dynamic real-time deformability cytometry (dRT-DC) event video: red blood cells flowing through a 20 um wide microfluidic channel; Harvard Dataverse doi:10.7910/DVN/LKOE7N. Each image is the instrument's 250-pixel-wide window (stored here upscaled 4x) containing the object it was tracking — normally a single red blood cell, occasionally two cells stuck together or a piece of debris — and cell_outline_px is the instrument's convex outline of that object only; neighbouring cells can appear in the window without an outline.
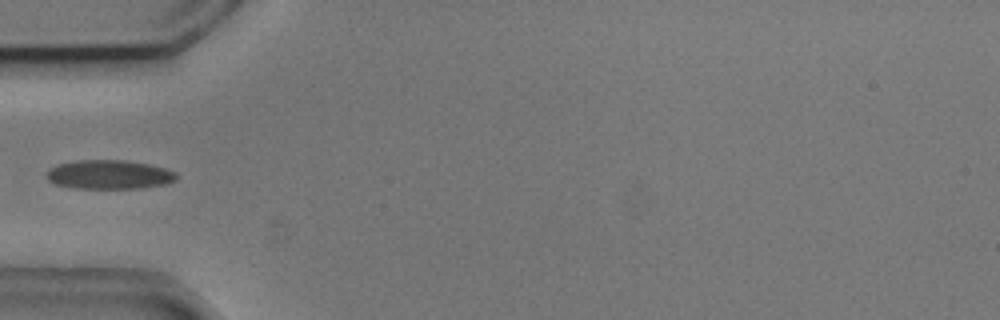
{"species": "common noctule bat (a hibernating species)", "species_latin": "Nyctalus noctula", "temperature_condition": "cold", "stored_images_in_passage": 5, "camera_frame_rate_fps": 3000, "um_per_image_px": 0.085, "animal": {"sex": "male", "body_mass_g": 20.5, "forearm_length_mm": 52.5}, "frame": {"image": 1, "passage_image": 4, "time_ms": 1.0, "image_size_px": [1000, 320], "cell_outline_px": [[176, 180], [168, 184], [140, 188], [76, 188], [56, 184], [48, 180], [48, 172], [56, 164], [76, 160], [124, 160], [148, 164], [164, 168], [176, 172]], "centroid_in_image_um": [9.31, 14.83], "position_along_channel_um": 75.7, "area_um2": 21.85}}